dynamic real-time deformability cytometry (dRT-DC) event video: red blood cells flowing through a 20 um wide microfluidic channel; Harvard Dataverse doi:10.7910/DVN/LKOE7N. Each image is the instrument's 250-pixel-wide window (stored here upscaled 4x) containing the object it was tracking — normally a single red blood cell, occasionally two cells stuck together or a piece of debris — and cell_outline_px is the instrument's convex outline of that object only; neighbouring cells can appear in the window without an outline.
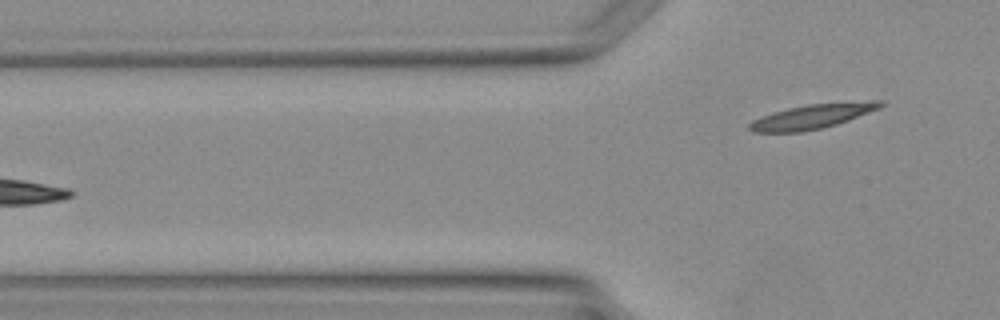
{"species": "Egyptian fruit bat (a non-hibernating species)", "species_latin": "Rousettus aegyptiacus", "temperature_condition": "warm", "stored_images_in_passage": 4, "camera_frame_rate_fps": 3000, "um_per_image_px": 0.085, "animal": {"sex": "female"}, "frame": {"image": 1, "passage_image": 4, "time_ms": 3.667, "image_size_px": [1000, 320], "cell_outline_px": [[884, 104], [880, 108], [848, 120], [836, 124], [820, 128], [800, 132], [752, 132], [748, 128], [748, 124], [752, 120], [772, 112], [788, 108], [808, 104], [872, 100], [884, 100]], "centroid_in_image_um": [69.05, 9.88], "position_along_channel_um": 56.8, "area_um2": 18.73}}